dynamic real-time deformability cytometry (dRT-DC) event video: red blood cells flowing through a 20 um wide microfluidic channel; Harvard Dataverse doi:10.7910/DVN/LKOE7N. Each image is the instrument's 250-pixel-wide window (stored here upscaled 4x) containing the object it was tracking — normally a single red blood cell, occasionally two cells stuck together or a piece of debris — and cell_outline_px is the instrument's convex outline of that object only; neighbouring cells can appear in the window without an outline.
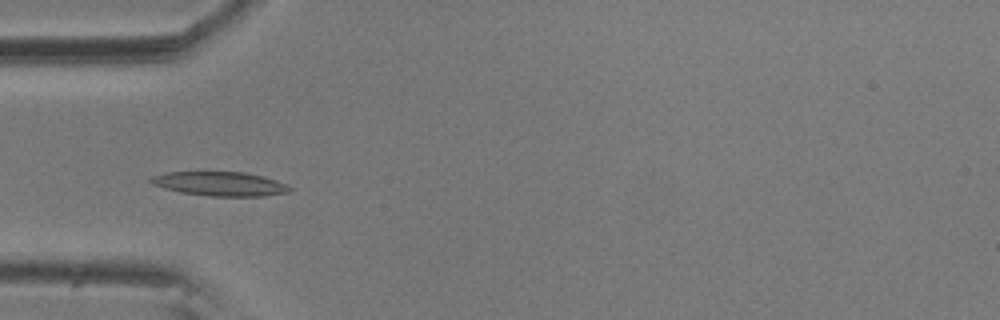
{"species": "common noctule bat (a hibernating species)", "species_latin": "Nyctalus noctula", "temperature_condition": "room temperature", "stored_images_in_passage": 5, "camera_frame_rate_fps": 3000, "um_per_image_px": 0.085, "animal": {"sex": "male", "body_mass_g": 20.5, "forearm_length_mm": 52.5}, "frame": {"image": 1, "passage_image": 5, "time_ms": 1.333, "image_size_px": [1000, 320], "cell_outline_px": [[292, 192], [264, 196], [208, 196], [180, 192], [164, 188], [152, 184], [148, 180], [152, 176], [168, 172], [244, 172], [264, 176], [276, 180], [292, 188]], "centroid_in_image_um": [18.71, 15.63], "position_along_channel_um": 66.3, "area_um2": 19.59}}